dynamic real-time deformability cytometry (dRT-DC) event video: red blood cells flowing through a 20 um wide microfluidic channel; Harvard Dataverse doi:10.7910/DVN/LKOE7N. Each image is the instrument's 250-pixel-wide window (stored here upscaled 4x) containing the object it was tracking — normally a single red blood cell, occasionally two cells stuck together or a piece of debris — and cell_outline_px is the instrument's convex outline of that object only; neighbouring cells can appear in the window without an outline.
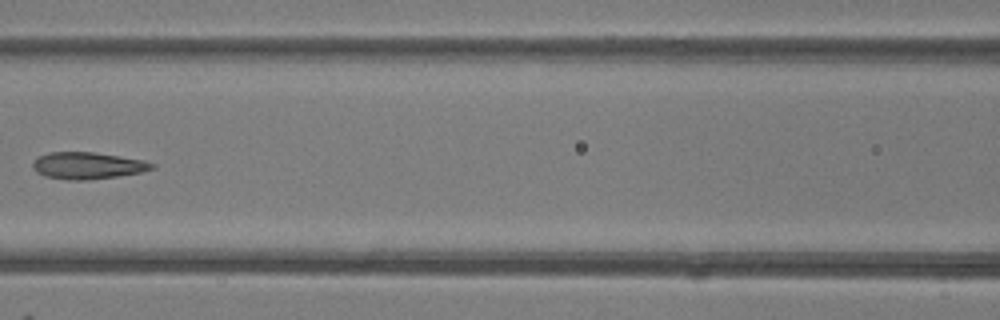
{"species": "common noctule bat (a hibernating species)", "species_latin": "Nyctalus noctula", "temperature_condition": "room temperature", "stored_images_in_passage": 7, "camera_frame_rate_fps": 3000, "um_per_image_px": 0.085, "animal": {"sex": "female"}, "frame": {"image": 1, "passage_image": 6, "time_ms": 6.0, "image_size_px": [1000, 320], "cell_outline_px": [[156, 168], [140, 172], [116, 176], [88, 180], [68, 180], [44, 176], [36, 172], [32, 168], [32, 164], [40, 156], [52, 152], [92, 152], [144, 160], [156, 164]], "centroid_in_image_um": [7.46, 14.08], "position_along_channel_um": 159.1, "area_um2": 18.5}}
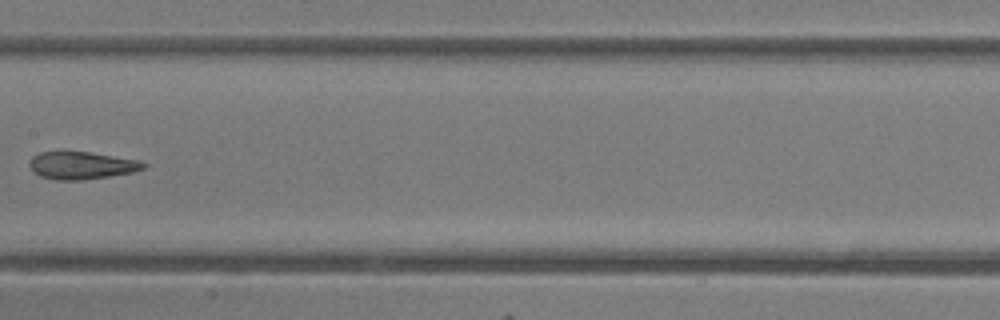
{"frame": {"image": 2, "passage_image": 7, "time_ms": 7.0, "image_size_px": [1000, 320], "cell_outline_px": [[148, 164], [144, 168], [132, 172], [108, 176], [80, 180], [56, 180], [40, 176], [28, 164], [32, 156], [40, 152], [64, 148], [136, 160]], "centroid_in_image_um": [6.85, 14.02], "position_along_channel_um": 200.5, "area_um2": 18.55}}